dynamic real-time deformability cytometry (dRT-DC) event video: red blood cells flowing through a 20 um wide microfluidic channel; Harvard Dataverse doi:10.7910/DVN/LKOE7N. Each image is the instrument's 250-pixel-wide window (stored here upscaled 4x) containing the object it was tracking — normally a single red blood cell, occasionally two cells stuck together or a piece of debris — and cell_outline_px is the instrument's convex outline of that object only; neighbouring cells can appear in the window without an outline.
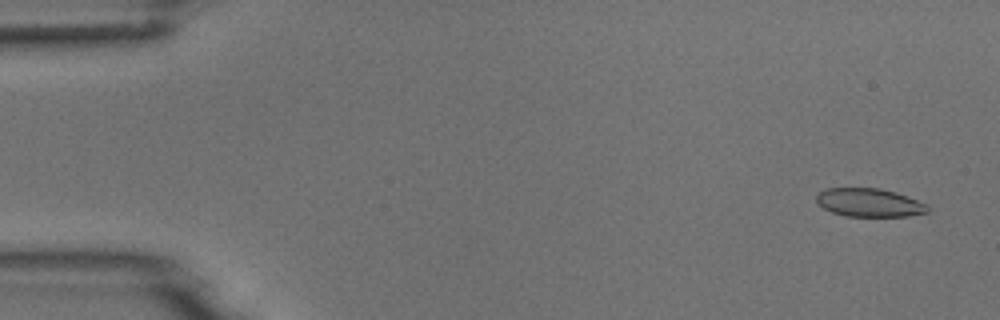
{"species": "common noctule bat (a hibernating species)", "species_latin": "Nyctalus noctula", "temperature_condition": "room temperature", "stored_images_in_passage": 5, "camera_frame_rate_fps": 3000, "um_per_image_px": 0.085, "animal": {"sex": "male", "body_mass_g": 18.8}, "frame": {"image": 1, "passage_image": 1, "time_ms": 0.0, "image_size_px": [1000, 320], "cell_outline_px": [[928, 212], [908, 216], [844, 216], [832, 212], [824, 208], [816, 200], [816, 196], [820, 192], [828, 188], [880, 188], [896, 192], [928, 204]], "centroid_in_image_um": [73.91, 17.22], "position_along_channel_um": 11.1, "area_um2": 18.32}}